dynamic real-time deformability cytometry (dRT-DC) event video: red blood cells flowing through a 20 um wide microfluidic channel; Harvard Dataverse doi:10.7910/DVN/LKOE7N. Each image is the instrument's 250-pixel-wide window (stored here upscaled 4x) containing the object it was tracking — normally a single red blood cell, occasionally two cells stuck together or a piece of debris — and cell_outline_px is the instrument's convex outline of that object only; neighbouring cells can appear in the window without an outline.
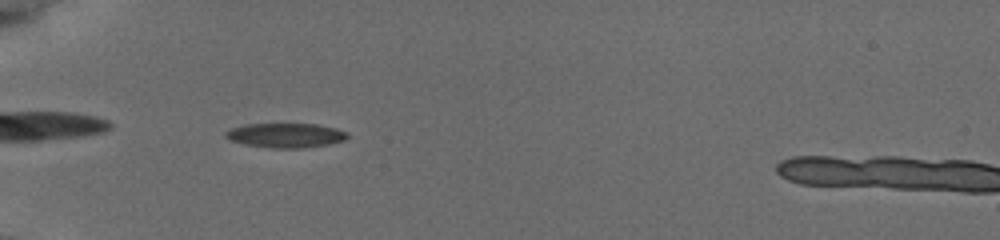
{"species": "common noctule bat (a hibernating species)", "species_latin": "Nyctalus noctula", "temperature_condition": "cold", "stored_images_in_passage": 15, "camera_frame_rate_fps": 3000, "um_per_image_px": 0.085, "animal": {"sex": "female", "body_mass_g": 19.5, "forearm_length_mm": 54.1}, "frame": {"image": 1, "passage_image": 3, "time_ms": 0.667, "image_size_px": [1000, 240], "cell_outline_px": [[348, 136], [344, 140], [328, 144], [300, 148], [276, 148], [244, 144], [232, 140], [224, 136], [224, 132], [232, 128], [244, 124], [316, 124], [336, 128], [344, 132]], "centroid_in_image_um": [24.25, 11.5], "position_along_channel_um": 60.8, "area_um2": 17.11}}
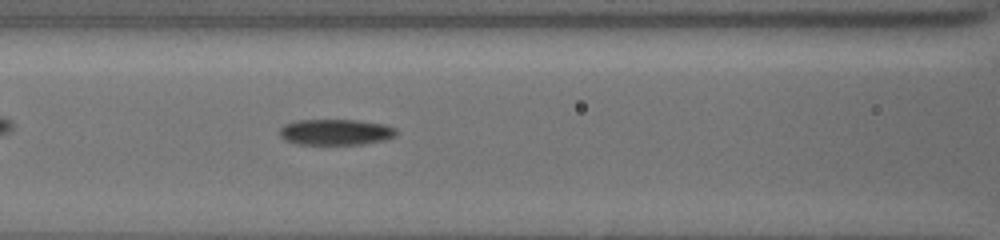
{"frame": {"image": 2, "passage_image": 9, "time_ms": 3.0, "image_size_px": [1000, 240], "cell_outline_px": [[396, 136], [384, 140], [364, 144], [300, 144], [284, 140], [280, 136], [280, 128], [284, 124], [300, 120], [360, 120], [384, 124], [396, 128]], "centroid_in_image_um": [28.55, 11.22], "position_along_channel_um": 138.1, "area_um2": 17.63}}
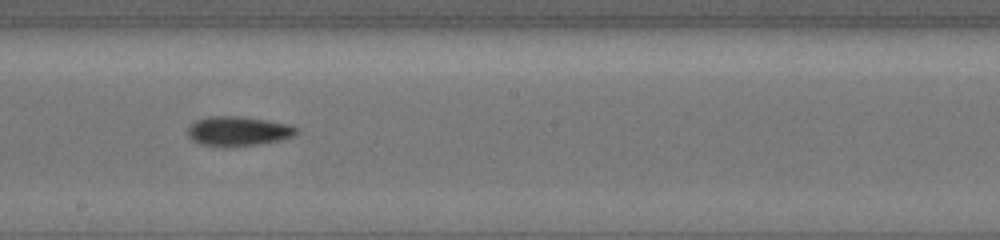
{"frame": {"image": 3, "passage_image": 14, "time_ms": 5.333, "image_size_px": [1000, 240], "cell_outline_px": [[296, 132], [292, 136], [280, 140], [256, 144], [228, 148], [224, 148], [200, 144], [192, 140], [188, 136], [188, 128], [196, 120], [208, 116], [240, 116], [288, 124], [296, 128]], "centroid_in_image_um": [20.17, 11.16], "position_along_channel_um": 228.0, "area_um2": 18.67}}